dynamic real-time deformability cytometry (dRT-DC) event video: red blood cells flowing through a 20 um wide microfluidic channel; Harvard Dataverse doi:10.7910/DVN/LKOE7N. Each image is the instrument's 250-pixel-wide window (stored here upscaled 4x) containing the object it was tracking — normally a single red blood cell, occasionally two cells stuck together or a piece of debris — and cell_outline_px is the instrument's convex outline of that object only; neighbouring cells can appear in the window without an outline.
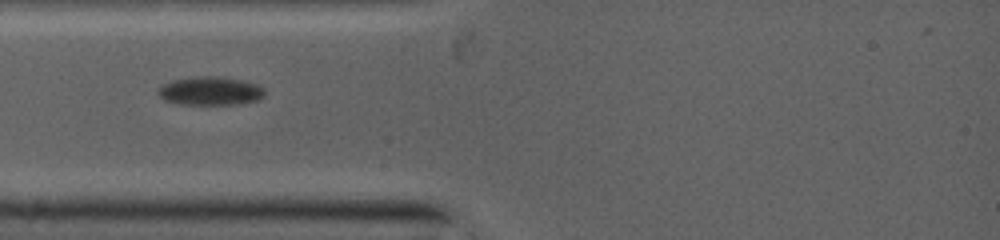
{"species": "common noctule bat (a hibernating species)", "species_latin": "Nyctalus noctula", "temperature_condition": "warm", "stored_images_in_passage": 9, "camera_frame_rate_fps": 5000, "um_per_image_px": 0.085, "animal": {"sex": "female", "body_mass_g": 19.0, "forearm_length_mm": 53.3}, "frame": {"image": 1, "passage_image": 1, "time_ms": 0.0, "image_size_px": [1000, 240], "cell_outline_px": [[264, 92], [256, 100], [232, 104], [184, 104], [168, 100], [160, 96], [160, 88], [164, 84], [176, 80], [208, 76], [240, 80], [256, 84], [264, 88]], "centroid_in_image_um": [17.91, 7.74], "position_along_channel_um": 67.1, "area_um2": 16.65}}
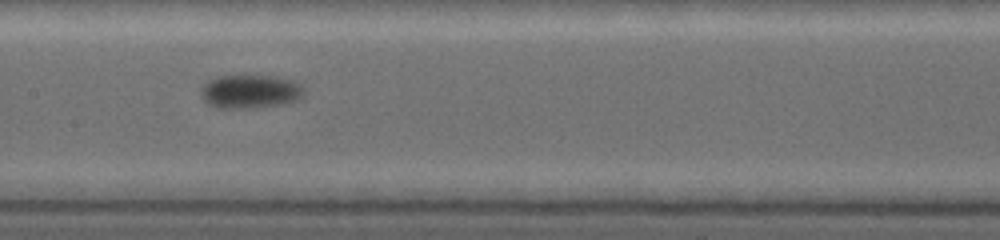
{"frame": {"image": 2, "passage_image": 6, "time_ms": 2.8, "image_size_px": [1000, 240], "cell_outline_px": [[300, 92], [292, 100], [272, 104], [244, 108], [224, 108], [212, 104], [204, 100], [200, 92], [204, 84], [220, 76], [276, 76], [288, 80], [296, 84], [300, 88]], "centroid_in_image_um": [21.12, 7.75], "position_along_channel_um": 186.3, "area_um2": 18.67}}
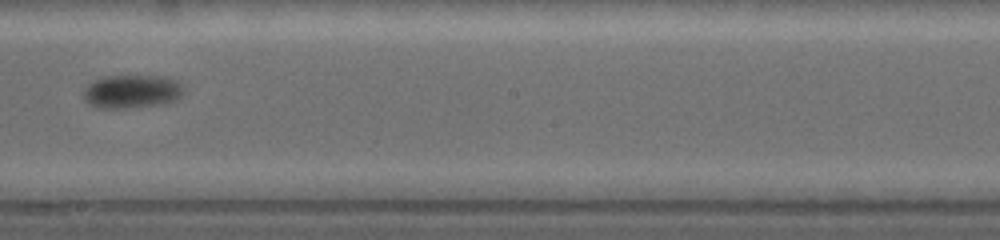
{"frame": {"image": 3, "passage_image": 8, "time_ms": 4.0, "image_size_px": [1000, 240], "cell_outline_px": [[180, 92], [176, 96], [168, 100], [112, 108], [92, 104], [84, 96], [84, 92], [88, 84], [96, 80], [108, 76], [148, 76], [172, 80], [180, 88]], "centroid_in_image_um": [11.04, 7.72], "position_along_channel_um": 237.2, "area_um2": 17.17}}